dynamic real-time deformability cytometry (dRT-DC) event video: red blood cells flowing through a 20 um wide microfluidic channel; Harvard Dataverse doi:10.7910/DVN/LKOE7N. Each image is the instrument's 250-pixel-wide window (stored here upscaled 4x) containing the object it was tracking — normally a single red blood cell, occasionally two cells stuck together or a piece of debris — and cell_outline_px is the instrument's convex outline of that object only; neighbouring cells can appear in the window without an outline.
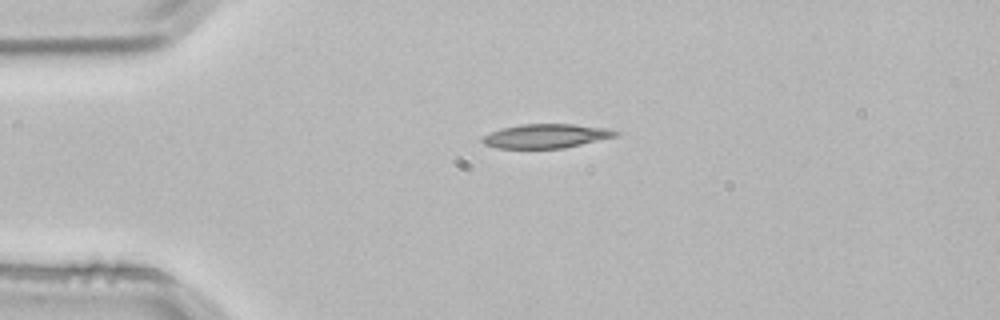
{"species": "common noctule bat (a hibernating species)", "species_latin": "Nyctalus noctula", "temperature_condition": "room temperature", "stored_images_in_passage": 4, "camera_frame_rate_fps": 3000, "um_per_image_px": 0.085, "animal": {"sex": "male", "body_mass_g": 21.5, "forearm_length_mm": 52.0}, "frame": {"image": 1, "passage_image": 3, "time_ms": 0.667, "image_size_px": [1000, 320], "cell_outline_px": [[620, 132], [616, 136], [564, 148], [496, 148], [484, 144], [480, 140], [484, 136], [500, 128], [520, 124], [572, 124], [608, 128]], "centroid_in_image_um": [46.4, 11.56], "position_along_channel_um": 38.6, "area_um2": 18.61}}
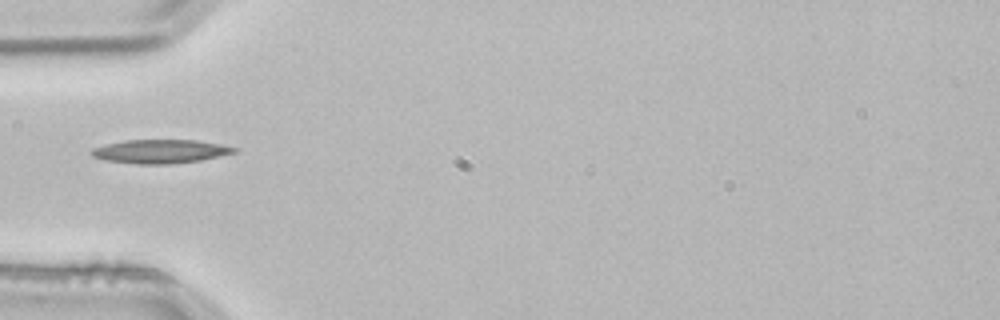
{"frame": {"image": 2, "passage_image": 4, "time_ms": 1.0, "image_size_px": [1000, 320], "cell_outline_px": [[240, 152], [200, 160], [172, 164], [136, 164], [104, 160], [92, 156], [88, 152], [92, 148], [124, 140], [196, 140], [220, 144], [240, 148]], "centroid_in_image_um": [13.66, 12.87], "position_along_channel_um": 71.3, "area_um2": 19.94}}